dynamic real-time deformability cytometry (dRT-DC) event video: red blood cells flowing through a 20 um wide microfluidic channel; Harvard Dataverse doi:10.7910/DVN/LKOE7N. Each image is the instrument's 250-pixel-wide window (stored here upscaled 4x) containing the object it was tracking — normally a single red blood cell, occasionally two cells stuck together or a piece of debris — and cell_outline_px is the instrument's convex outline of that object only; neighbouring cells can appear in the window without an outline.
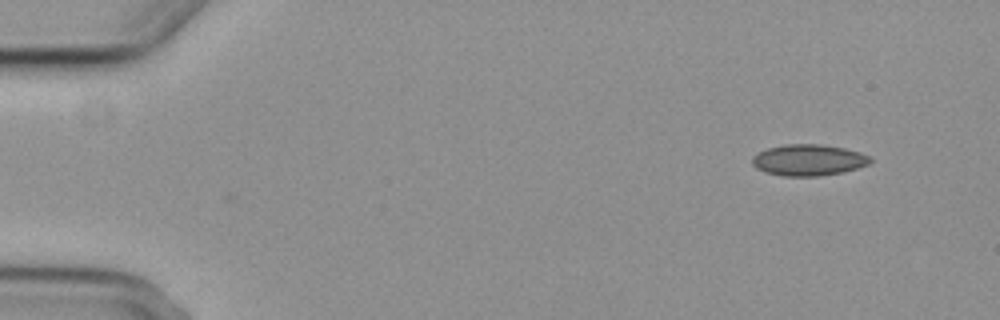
{"species": "common noctule bat (a hibernating species)", "species_latin": "Nyctalus noctula", "temperature_condition": "cold", "stored_images_in_passage": 3, "camera_frame_rate_fps": 3000, "um_per_image_px": 0.085, "animal": {"sex": "female", "body_mass_g": 29.2, "forearm_length_mm": 56.3}, "frame": {"image": 1, "passage_image": 3, "time_ms": 3.0, "image_size_px": [1000, 320], "cell_outline_px": [[872, 160], [868, 164], [844, 172], [820, 176], [784, 176], [764, 172], [756, 168], [752, 164], [752, 156], [768, 148], [784, 144], [820, 144], [844, 148], [860, 152], [872, 156]], "centroid_in_image_um": [68.73, 13.6], "position_along_channel_um": 16.3, "area_um2": 21.62}}